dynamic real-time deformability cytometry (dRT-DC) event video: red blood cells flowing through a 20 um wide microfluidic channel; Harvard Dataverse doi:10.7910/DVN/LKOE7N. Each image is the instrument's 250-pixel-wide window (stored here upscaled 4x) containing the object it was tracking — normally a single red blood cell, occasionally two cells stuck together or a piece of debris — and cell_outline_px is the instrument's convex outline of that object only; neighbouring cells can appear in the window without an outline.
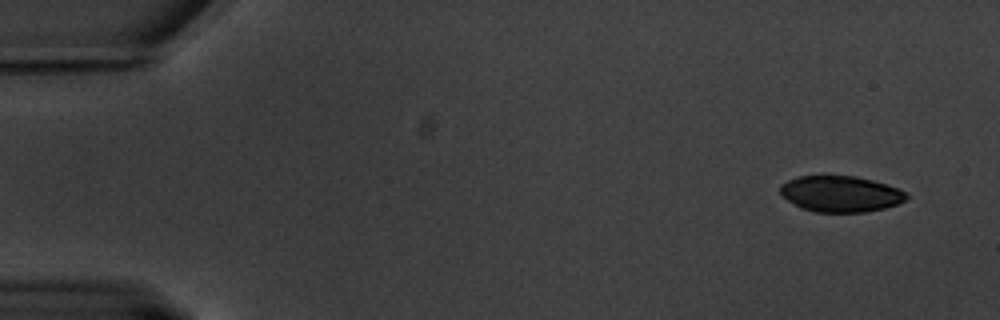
{"species": "common noctule bat (a hibernating species)", "species_latin": "Nyctalus noctula", "temperature_condition": "warm", "stored_images_in_passage": 50, "camera_frame_rate_fps": 3000, "um_per_image_px": 0.085, "animal": {"sex": "male", "body_mass_g": 20.1, "forearm_length_mm": 53.5}, "frame": {"image": 1, "passage_image": 5, "time_ms": 1.333, "image_size_px": [1000, 320], "cell_outline_px": [[904, 196], [900, 200], [892, 204], [876, 208], [848, 212], [832, 212], [812, 208], [800, 204], [788, 196], [784, 192], [784, 188], [808, 176], [840, 176], [864, 180], [880, 184], [892, 188], [900, 192]], "centroid_in_image_um": [71.51, 16.48], "position_along_channel_um": 13.5, "area_um2": 22.48}}
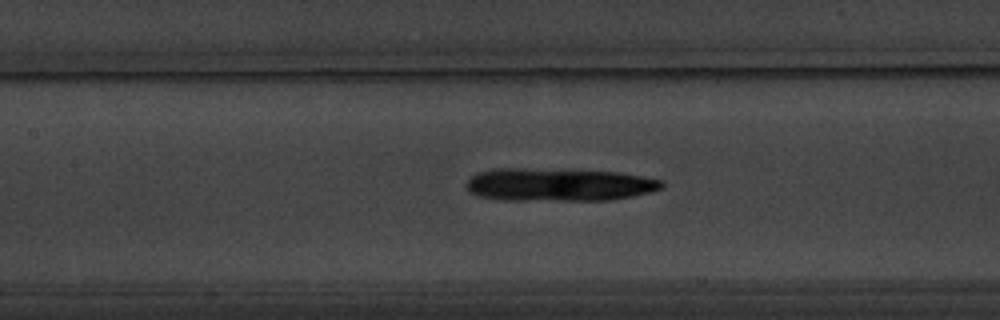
{"frame": {"image": 2, "passage_image": 29, "time_ms": 9.333, "image_size_px": [1000, 320], "cell_outline_px": [[656, 184], [652, 188], [632, 192], [608, 196], [564, 196], [492, 192], [476, 188], [472, 184], [476, 180], [484, 176], [620, 176], [644, 180]], "centroid_in_image_um": [47.83, 15.74], "position_along_channel_um": 159.6, "area_um2": 21.91}}
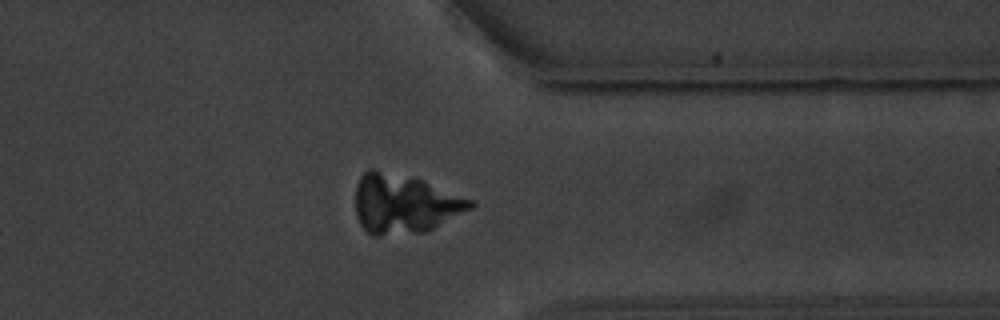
{"frame": {"image": 3, "passage_image": 49, "time_ms": 16.0, "image_size_px": [1000, 320], "cell_outline_px": [[412, 204], [404, 212], [380, 228], [376, 228], [360, 212], [360, 188], [368, 176], [376, 176]], "centroid_in_image_um": [32.36, 17.19], "position_along_channel_um": 379.0, "area_um2": 12.08}}